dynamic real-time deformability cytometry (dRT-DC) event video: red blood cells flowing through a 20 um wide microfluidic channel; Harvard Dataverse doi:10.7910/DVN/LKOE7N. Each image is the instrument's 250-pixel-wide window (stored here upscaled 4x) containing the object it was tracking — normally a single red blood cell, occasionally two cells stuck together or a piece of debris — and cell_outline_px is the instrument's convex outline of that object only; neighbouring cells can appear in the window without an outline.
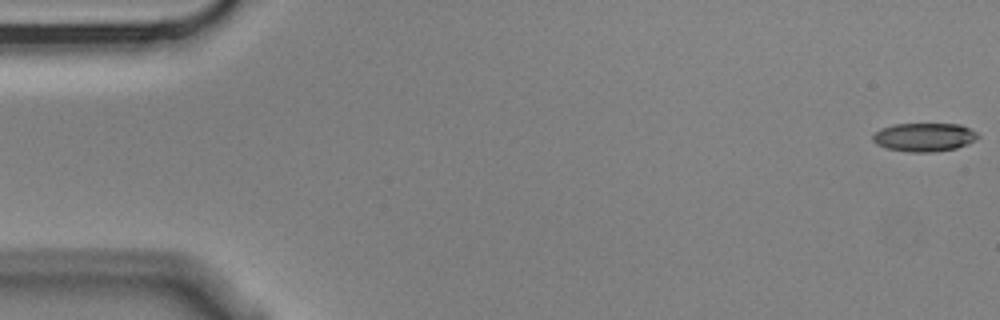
{"species": "Egyptian fruit bat (a non-hibernating species)", "species_latin": "Rousettus aegyptiacus", "temperature_condition": "cold", "stored_images_in_passage": 6, "segment_of_instrument_passage": [1, 2], "camera_frame_rate_fps": 3000, "um_per_image_px": 0.085, "animal": {"sex": "male"}, "frame": {"image": 1, "passage_image": 1, "time_ms": 0.0, "image_size_px": [1000, 320], "cell_outline_px": [[980, 136], [976, 140], [968, 144], [956, 148], [932, 152], [908, 152], [888, 148], [876, 144], [872, 140], [872, 136], [880, 128], [892, 124], [960, 124], [976, 132]], "centroid_in_image_um": [78.55, 11.66], "position_along_channel_um": 6.4, "area_um2": 17.51}}
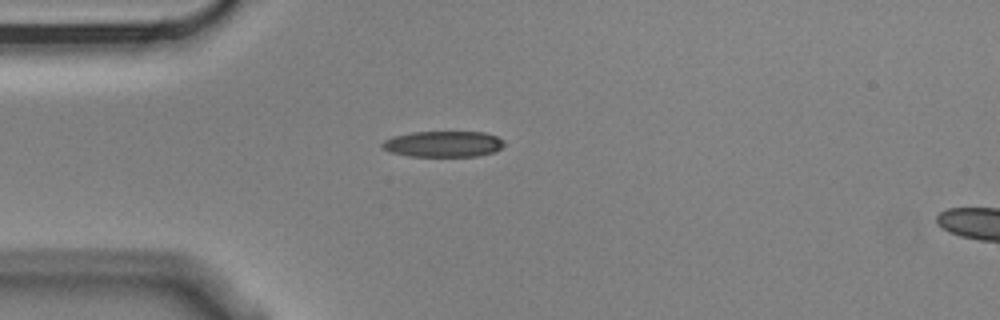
{"frame": {"image": 2, "passage_image": 5, "time_ms": 1.333, "image_size_px": [1000, 320], "cell_outline_px": [[504, 144], [496, 152], [480, 156], [408, 156], [388, 152], [380, 144], [384, 140], [392, 136], [412, 132], [484, 132], [496, 136], [504, 140]], "centroid_in_image_um": [37.67, 12.24], "position_along_channel_um": 47.3, "area_um2": 18.61}}